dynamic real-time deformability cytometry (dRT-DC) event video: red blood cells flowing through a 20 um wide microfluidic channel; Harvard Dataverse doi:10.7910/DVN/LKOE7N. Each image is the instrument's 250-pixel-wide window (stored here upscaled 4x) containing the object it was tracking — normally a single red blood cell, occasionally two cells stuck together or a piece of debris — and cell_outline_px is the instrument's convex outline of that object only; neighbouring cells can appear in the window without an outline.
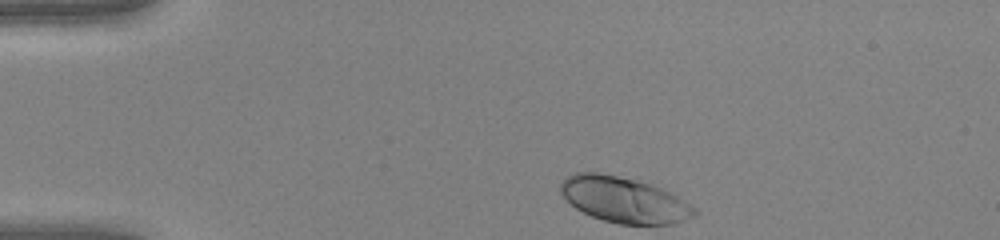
{"species": "human", "species_latin": "Homo sapiens", "temperature_condition": "warm", "stored_images_in_passage": 41, "camera_frame_rate_fps": 3000, "um_per_image_px": 0.085, "donor": {"sex": "female"}, "frame": {"image": 1, "passage_image": 1, "time_ms": 0.0, "image_size_px": [1000, 240], "cell_outline_px": [[696, 216], [672, 224], [620, 224], [604, 220], [592, 216], [576, 208], [560, 192], [560, 184], [564, 176], [572, 172], [596, 172], [636, 180], [660, 188], [684, 200], [696, 208]], "centroid_in_image_um": [53.02, 16.98], "position_along_channel_um": 32.0, "area_um2": 35.32}}
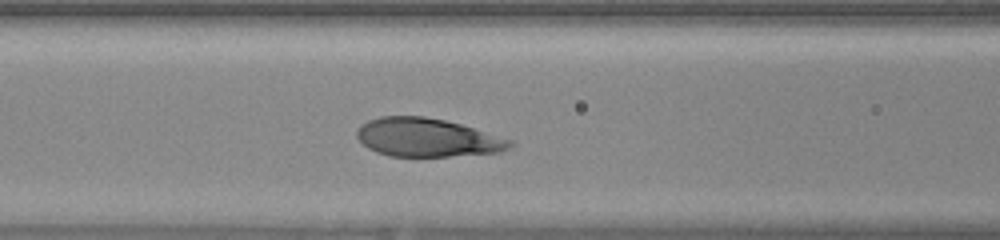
{"frame": {"image": 2, "passage_image": 13, "time_ms": 4.0, "image_size_px": [1000, 240], "cell_outline_px": [[512, 148], [500, 152], [448, 156], [388, 156], [376, 152], [368, 148], [356, 136], [356, 132], [360, 124], [368, 120], [380, 116], [424, 116], [444, 120], [460, 124], [512, 140]], "centroid_in_image_um": [36.28, 11.69], "position_along_channel_um": 130.3, "area_um2": 34.22}}
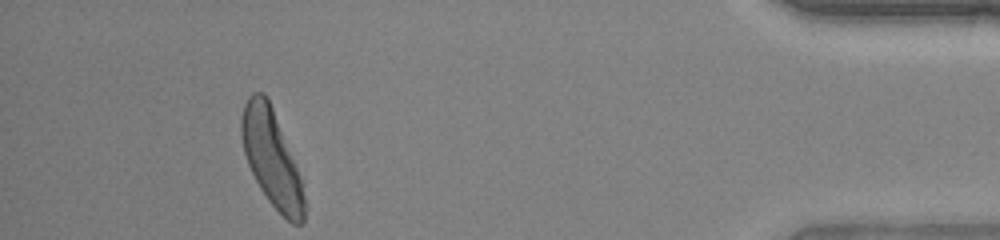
{"frame": {"image": 3, "passage_image": 37, "time_ms": 12.0, "image_size_px": [1000, 240], "cell_outline_px": [[304, 224], [292, 224], [268, 200], [260, 188], [248, 164], [244, 152], [240, 136], [240, 120], [244, 104], [248, 96], [252, 92], [264, 92], [272, 108], [304, 184]], "centroid_in_image_um": [23.08, 13.44], "position_along_channel_um": 412.1, "area_um2": 35.03}, "authors_computed_cell_mechanics": {"area_um2": 35.6626, "velocity_mm_per_s": 4.1746, "shape_relaxation_time_tau1_ms": 2.4423, "shape_relaxation_time_tau2_ms": null, "deformation_change_tau1": 0.1235, "deformation_change_tau2": null}}